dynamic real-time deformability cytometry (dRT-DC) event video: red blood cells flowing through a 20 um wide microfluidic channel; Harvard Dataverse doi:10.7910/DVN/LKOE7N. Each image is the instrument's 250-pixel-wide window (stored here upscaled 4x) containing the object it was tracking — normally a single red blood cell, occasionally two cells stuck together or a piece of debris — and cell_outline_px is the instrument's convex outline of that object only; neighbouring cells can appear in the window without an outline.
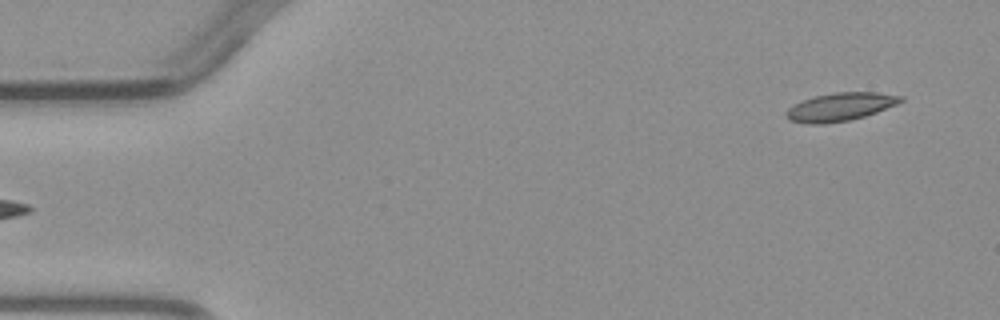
{"species": "common noctule bat (a hibernating species)", "species_latin": "Nyctalus noctula", "temperature_condition": "warm", "stored_images_in_passage": 3, "camera_frame_rate_fps": 3000, "um_per_image_px": 0.085, "animal": {"sex": "male", "body_mass_g": 23.1, "forearm_length_mm": 52.7}, "frame": {"image": 1, "passage_image": 3, "time_ms": 3.0, "image_size_px": [1000, 320], "cell_outline_px": [[904, 100], [896, 104], [876, 112], [852, 120], [824, 124], [808, 124], [788, 120], [784, 116], [784, 112], [792, 104], [816, 96], [836, 92], [876, 92], [904, 96]], "centroid_in_image_um": [71.38, 9.09], "position_along_channel_um": 13.6, "area_um2": 18.9}}